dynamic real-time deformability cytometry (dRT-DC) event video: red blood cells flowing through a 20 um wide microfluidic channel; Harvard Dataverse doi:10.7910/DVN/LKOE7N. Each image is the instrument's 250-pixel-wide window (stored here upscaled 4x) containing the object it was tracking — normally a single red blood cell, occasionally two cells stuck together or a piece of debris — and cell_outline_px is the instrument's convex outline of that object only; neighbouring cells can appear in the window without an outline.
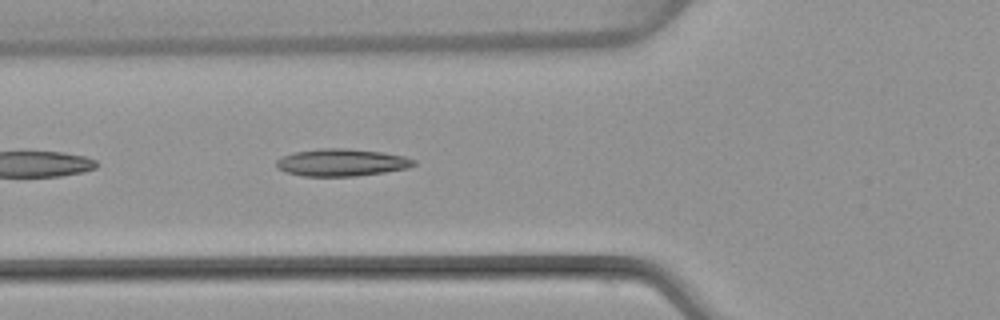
{"species": "common noctule bat (a hibernating species)", "species_latin": "Nyctalus noctula", "temperature_condition": "warm", "stored_images_in_passage": 30, "camera_frame_rate_fps": 3000, "um_per_image_px": 0.085, "animal": {"sex": "female", "body_mass_g": 22.7, "forearm_length_mm": 54.2}, "frame": {"image": 1, "passage_image": 18, "time_ms": 5.667, "image_size_px": [1000, 320], "cell_outline_px": [[416, 164], [408, 168], [384, 172], [356, 176], [304, 176], [284, 172], [276, 168], [276, 160], [284, 156], [296, 152], [316, 148], [348, 148], [384, 152], [404, 156], [416, 160]], "centroid_in_image_um": [29.04, 13.81], "position_along_channel_um": 96.8, "area_um2": 22.02}}
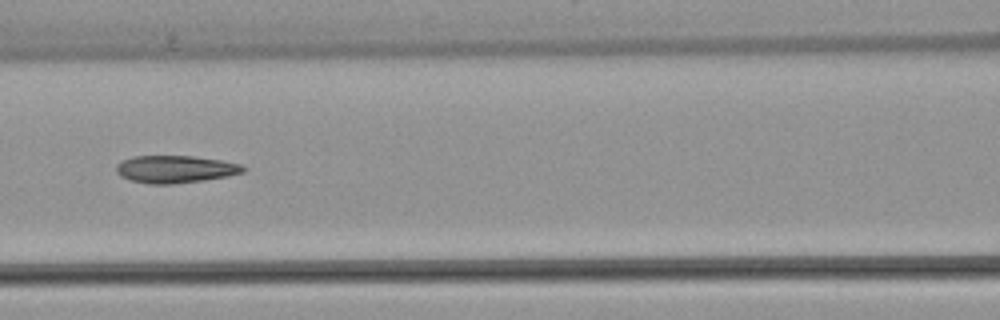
{"frame": {"image": 2, "passage_image": 22, "time_ms": 7.0, "image_size_px": [1000, 320], "cell_outline_px": [[248, 168], [244, 172], [228, 176], [204, 180], [172, 184], [148, 184], [132, 180], [120, 176], [116, 172], [116, 164], [132, 156], [192, 156], [220, 160], [240, 164]], "centroid_in_image_um": [14.91, 14.38], "position_along_channel_um": 151.7, "area_um2": 20.29}}